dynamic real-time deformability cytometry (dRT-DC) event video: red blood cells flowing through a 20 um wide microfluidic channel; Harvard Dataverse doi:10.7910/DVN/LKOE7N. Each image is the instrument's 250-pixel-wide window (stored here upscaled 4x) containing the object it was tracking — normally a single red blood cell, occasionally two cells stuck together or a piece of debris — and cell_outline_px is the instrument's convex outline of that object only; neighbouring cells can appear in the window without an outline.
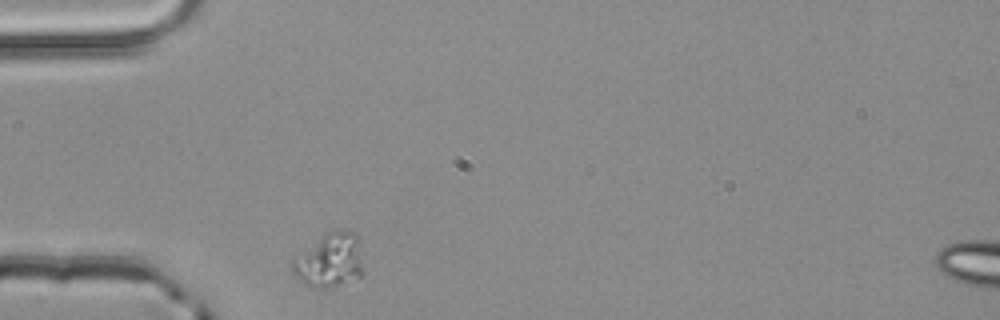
{"species": "common noctule bat (a hibernating species)", "species_latin": "Nyctalus noctula", "temperature_condition": "room temperature", "stored_images_in_passage": 1, "camera_frame_rate_fps": 3000, "um_per_image_px": 0.085, "animal": {"sex": "male", "body_mass_g": 20.4}, "frame": {"image": 1, "passage_image": 1, "time_ms": 0.0, "image_size_px": [1000, 320], "cell_outline_px": [[364, 272], [360, 276], [328, 288], [320, 288], [304, 284], [292, 272], [292, 260], [328, 232], [356, 232]], "centroid_in_image_um": [28.03, 22.17], "position_along_channel_um": 57.0, "area_um2": 21.44}}